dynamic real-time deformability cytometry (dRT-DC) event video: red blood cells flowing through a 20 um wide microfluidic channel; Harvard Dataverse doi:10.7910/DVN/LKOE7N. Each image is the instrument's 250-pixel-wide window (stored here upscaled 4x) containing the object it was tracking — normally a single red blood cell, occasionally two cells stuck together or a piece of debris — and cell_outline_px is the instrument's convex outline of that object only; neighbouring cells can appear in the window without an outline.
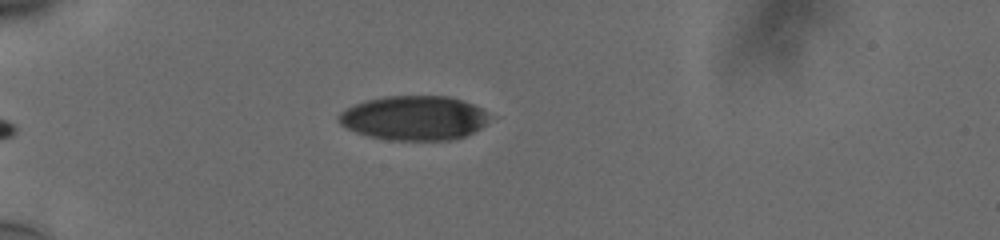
{"species": "human", "species_latin": "Homo sapiens", "temperature_condition": "cold", "stored_images_in_passage": 35, "camera_frame_rate_fps": 3000, "um_per_image_px": 0.085, "donor": {"sex": "male"}, "frame": {"image": 1, "passage_image": 1, "time_ms": 0.0, "image_size_px": [1000, 240], "cell_outline_px": [[500, 116], [480, 128], [464, 136], [452, 140], [388, 140], [368, 136], [356, 132], [340, 124], [336, 120], [336, 116], [340, 112], [364, 100], [384, 96], [448, 96], [472, 104]], "centroid_in_image_um": [35.27, 10.03], "position_along_channel_um": 49.7, "area_um2": 39.65}}
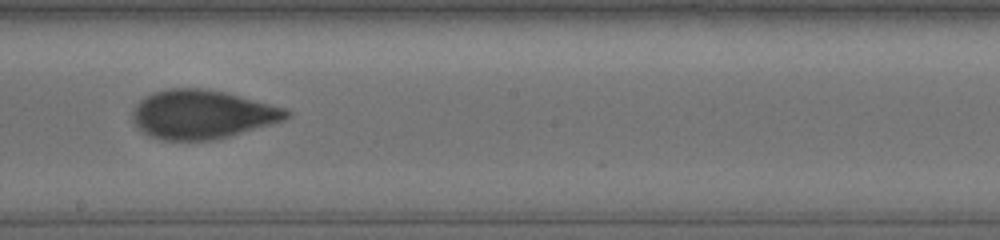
{"frame": {"image": 2, "passage_image": 18, "time_ms": 5.667, "image_size_px": [1000, 240], "cell_outline_px": [[292, 112], [284, 120], [272, 124], [228, 136], [212, 140], [160, 140], [144, 132], [132, 120], [132, 108], [144, 96], [168, 88], [200, 88], [224, 92], [288, 108]], "centroid_in_image_um": [17.19, 9.72], "position_along_channel_um": 231.0, "area_um2": 43.64}}
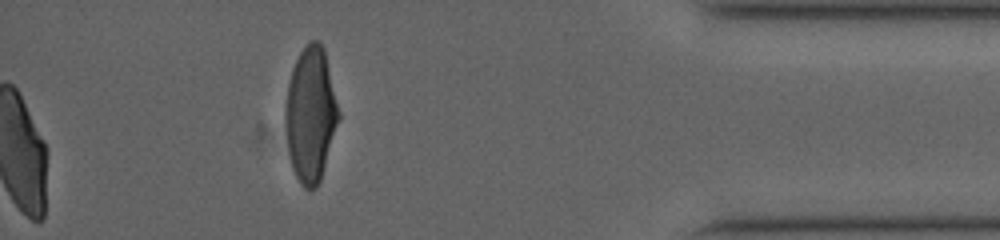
{"frame": {"image": 3, "passage_image": 35, "time_ms": 11.333, "image_size_px": [1000, 240], "cell_outline_px": [[340, 116], [320, 180], [316, 188], [304, 188], [300, 184], [292, 168], [288, 148], [284, 124], [284, 108], [288, 84], [292, 68], [300, 52], [312, 40], [316, 40], [324, 48], [340, 112]], "centroid_in_image_um": [26.39, 9.73], "position_along_channel_um": 408.8, "area_um2": 41.67}, "authors_computed_cell_mechanics": {"area_um2": 43.35, "velocity_mm_per_s": 3.7675, "shape_relaxation_time_tau1_ms": 3.8626, "shape_relaxation_time_tau2_ms": 0.9849, "deformation_change_tau1": 0.1622, "deformation_change_tau2": 0.0643}}